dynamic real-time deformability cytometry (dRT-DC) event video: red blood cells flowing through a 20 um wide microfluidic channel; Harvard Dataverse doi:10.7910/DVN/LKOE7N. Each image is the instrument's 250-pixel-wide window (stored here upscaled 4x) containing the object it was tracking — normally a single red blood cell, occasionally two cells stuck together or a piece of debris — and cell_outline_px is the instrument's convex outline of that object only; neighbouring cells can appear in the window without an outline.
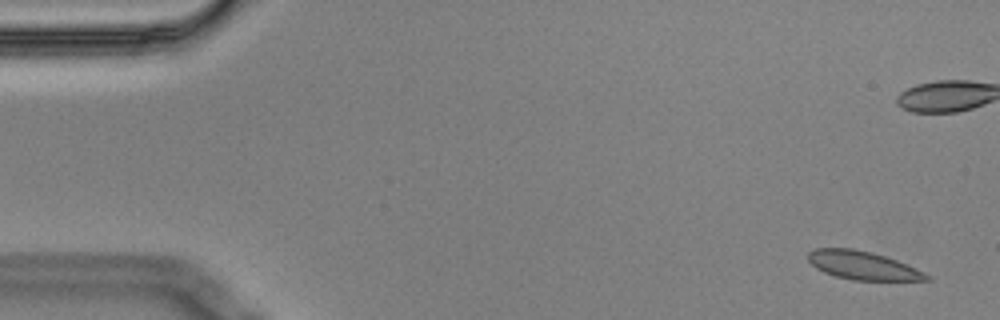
{"species": "Egyptian fruit bat (a non-hibernating species)", "species_latin": "Rousettus aegyptiacus", "temperature_condition": "cold", "stored_images_in_passage": 5, "camera_frame_rate_fps": 3000, "um_per_image_px": 0.085, "animal": {"sex": "male"}, "frame": {"image": 1, "passage_image": 1, "time_ms": 0.0, "image_size_px": [1000, 320], "cell_outline_px": [[932, 280], [852, 280], [836, 276], [824, 272], [816, 268], [808, 260], [808, 252], [816, 248], [852, 248], [872, 252], [896, 260], [916, 268], [932, 276]], "centroid_in_image_um": [73.34, 22.56], "position_along_channel_um": 11.7, "area_um2": 19.54}}